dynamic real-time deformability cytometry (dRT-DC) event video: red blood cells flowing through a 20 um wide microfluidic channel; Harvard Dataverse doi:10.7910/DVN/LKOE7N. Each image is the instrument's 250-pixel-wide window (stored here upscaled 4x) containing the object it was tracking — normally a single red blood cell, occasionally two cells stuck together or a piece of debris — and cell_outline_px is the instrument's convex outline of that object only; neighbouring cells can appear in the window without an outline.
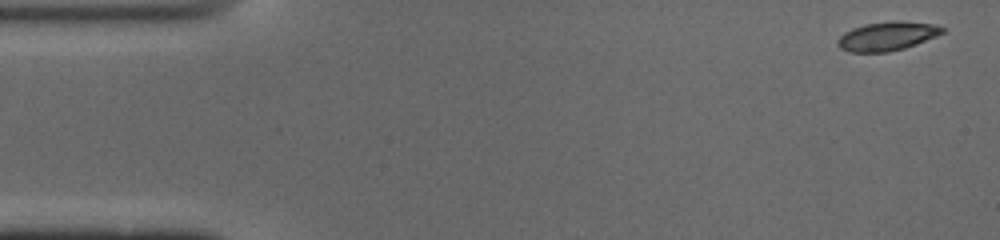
{"species": "common noctule bat (a hibernating species)", "species_latin": "Nyctalus noctula", "temperature_condition": "cold", "stored_images_in_passage": 19, "camera_frame_rate_fps": 3000, "um_per_image_px": 0.085, "animal": {"sex": "male", "body_mass_g": 19.0, "forearm_length_mm": 50.8}, "frame": {"image": 1, "passage_image": 1, "time_ms": 0.0, "image_size_px": [1000, 240], "cell_outline_px": [[944, 32], [936, 36], [916, 44], [904, 48], [888, 52], [848, 52], [840, 48], [836, 44], [836, 40], [844, 32], [852, 28], [864, 24], [892, 20], [936, 24], [944, 28]], "centroid_in_image_um": [75.37, 3.07], "position_along_channel_um": 9.6, "area_um2": 17.74}}
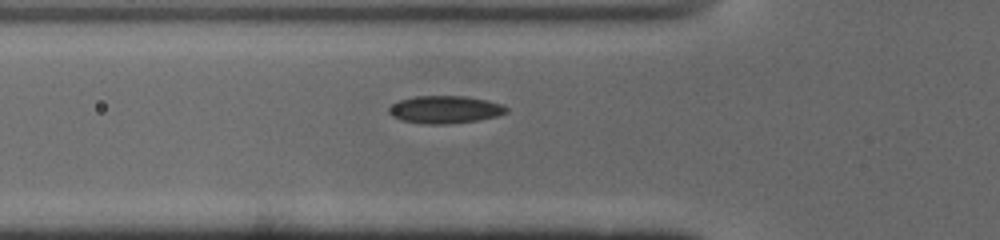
{"frame": {"image": 2, "passage_image": 16, "time_ms": 5.0, "image_size_px": [1000, 240], "cell_outline_px": [[508, 112], [496, 116], [476, 120], [448, 124], [428, 124], [400, 120], [392, 116], [388, 112], [388, 108], [392, 104], [400, 100], [416, 96], [464, 96], [504, 104], [508, 108]], "centroid_in_image_um": [37.81, 9.31], "position_along_channel_um": 88.0, "area_um2": 18.79}}
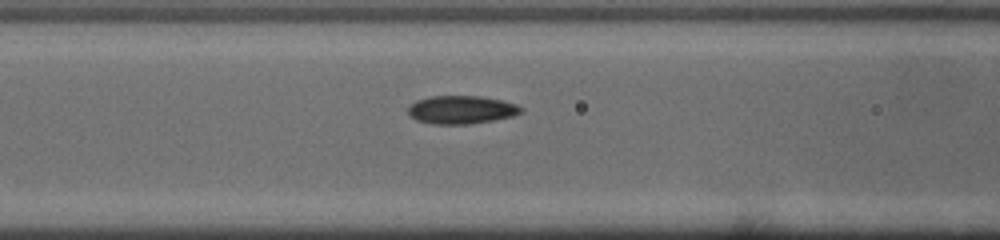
{"frame": {"image": 3, "passage_image": 19, "time_ms": 6.0, "image_size_px": [1000, 240], "cell_outline_px": [[524, 108], [520, 112], [512, 116], [492, 120], [468, 124], [432, 124], [416, 120], [408, 116], [408, 104], [416, 100], [432, 96], [480, 96], [500, 100], [516, 104]], "centroid_in_image_um": [39.15, 9.33], "position_along_channel_um": 127.5, "area_um2": 18.55}}